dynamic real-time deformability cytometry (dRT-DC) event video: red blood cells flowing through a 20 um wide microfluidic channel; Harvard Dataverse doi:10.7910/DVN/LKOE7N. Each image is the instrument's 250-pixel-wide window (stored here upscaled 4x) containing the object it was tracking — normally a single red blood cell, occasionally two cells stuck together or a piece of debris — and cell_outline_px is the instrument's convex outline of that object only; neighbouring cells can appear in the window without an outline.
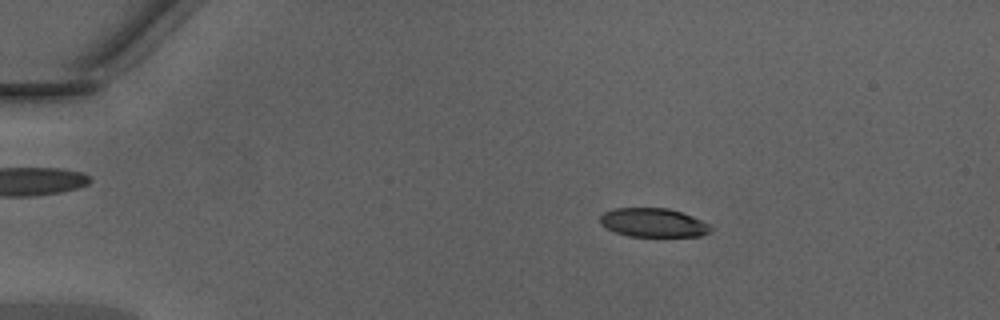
{"species": "Egyptian fruit bat (a non-hibernating species)", "species_latin": "Rousettus aegyptiacus", "temperature_condition": "warm", "stored_images_in_passage": 48, "camera_frame_rate_fps": 3000, "um_per_image_px": 0.085, "animal": {"sex": "male"}, "frame": {"image": 1, "passage_image": 9, "time_ms": 2.667, "image_size_px": [1000, 320], "cell_outline_px": [[712, 228], [708, 232], [700, 236], [628, 236], [616, 232], [600, 224], [600, 216], [604, 212], [616, 208], [668, 208], [692, 216], [708, 224]], "centroid_in_image_um": [55.5, 18.92], "position_along_channel_um": 29.5, "area_um2": 18.32}}
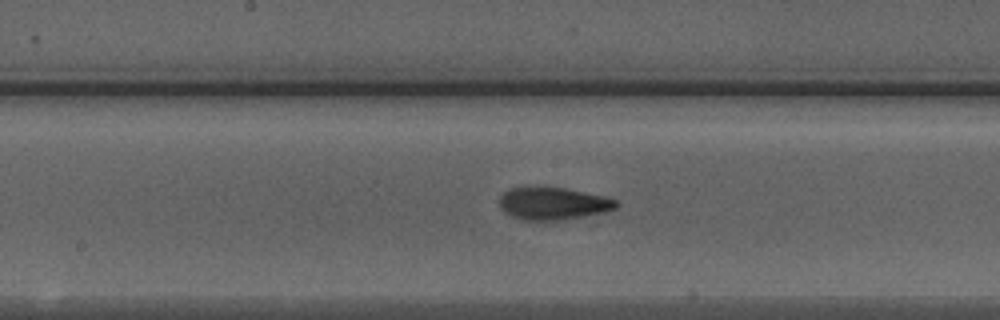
{"frame": {"image": 2, "passage_image": 26, "time_ms": 8.333, "image_size_px": [1000, 320], "cell_outline_px": [[620, 204], [616, 208], [608, 212], [560, 220], [520, 220], [504, 212], [500, 208], [500, 196], [504, 192], [512, 188], [564, 188], [604, 196], [616, 200]], "centroid_in_image_um": [47.04, 17.32], "position_along_channel_um": 201.2, "area_um2": 21.91}}
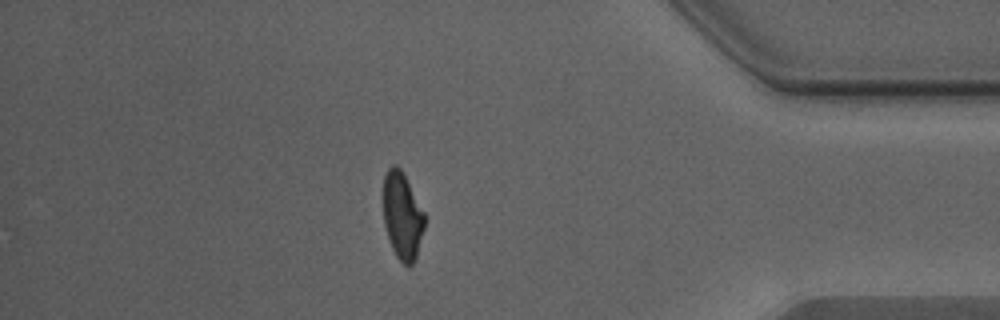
{"frame": {"image": 3, "passage_image": 42, "time_ms": 13.667, "image_size_px": [1000, 320], "cell_outline_px": [[424, 228], [416, 256], [412, 264], [408, 268], [396, 256], [392, 248], [384, 224], [384, 176], [388, 168], [392, 164], [396, 164], [400, 168], [424, 212]], "centroid_in_image_um": [34.19, 18.35], "position_along_channel_um": 401.0, "area_um2": 20.58}, "authors_computed_cell_mechanics": {"area_um2": 21.2126, "velocity_mm_per_s": 4.3467, "shape_relaxation_time_tau1_ms": 3.5803, "shape_relaxation_time_tau2_ms": 1.919, "deformation_change_tau1": 0.158, "deformation_change_tau2": 0.0986}}